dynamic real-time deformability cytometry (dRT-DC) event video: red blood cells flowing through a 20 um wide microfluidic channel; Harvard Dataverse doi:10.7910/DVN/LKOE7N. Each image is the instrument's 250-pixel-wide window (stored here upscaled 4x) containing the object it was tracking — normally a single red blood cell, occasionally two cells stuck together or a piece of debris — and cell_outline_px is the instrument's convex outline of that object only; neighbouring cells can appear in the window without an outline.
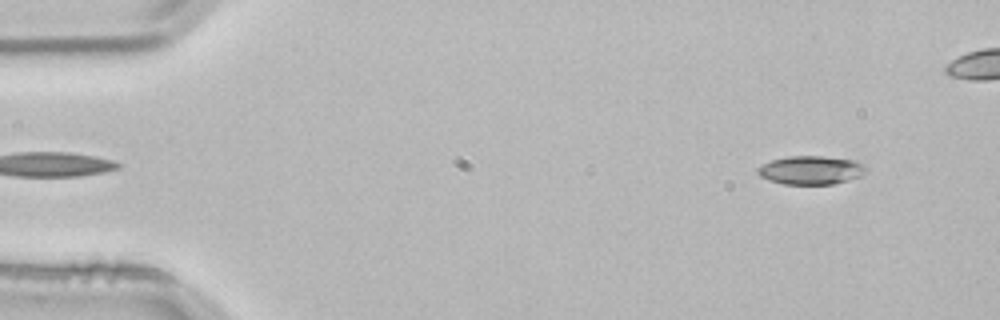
{"species": "common noctule bat (a hibernating species)", "species_latin": "Nyctalus noctula", "temperature_condition": "room temperature", "stored_images_in_passage": 4, "segment_of_instrument_passage": [2, 2], "camera_frame_rate_fps": 3000, "um_per_image_px": 0.085, "animal": {"sex": "male", "body_mass_g": 21.5, "forearm_length_mm": 52.0}, "frame": {"image": 1, "passage_image": 4, "time_ms": 1.0, "image_size_px": [1000, 320], "cell_outline_px": [[864, 172], [860, 176], [848, 180], [832, 184], [784, 184], [768, 180], [760, 176], [756, 172], [756, 168], [772, 160], [788, 156], [824, 156], [856, 160], [864, 168]], "centroid_in_image_um": [68.88, 14.46], "position_along_channel_um": 16.1, "area_um2": 17.86}}